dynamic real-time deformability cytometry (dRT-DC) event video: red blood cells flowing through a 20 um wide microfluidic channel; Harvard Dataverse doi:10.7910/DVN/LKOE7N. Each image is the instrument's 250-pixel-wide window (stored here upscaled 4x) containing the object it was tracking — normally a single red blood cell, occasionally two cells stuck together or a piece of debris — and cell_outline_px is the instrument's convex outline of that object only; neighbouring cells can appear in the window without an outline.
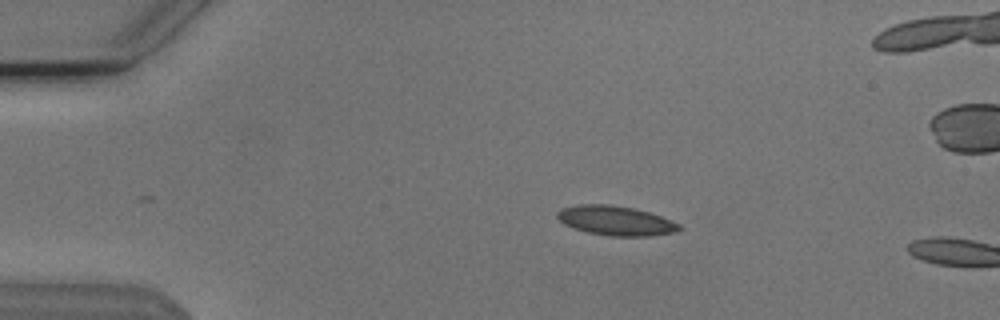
{"species": "Egyptian fruit bat (a non-hibernating species)", "species_latin": "Rousettus aegyptiacus", "temperature_condition": "cold", "stored_images_in_passage": 5, "camera_frame_rate_fps": 3000, "um_per_image_px": 0.085, "animal": {"sex": "male"}, "frame": {"image": 1, "passage_image": 2, "time_ms": 0.333, "image_size_px": [1000, 320], "cell_outline_px": [[684, 228], [676, 232], [648, 236], [608, 236], [588, 232], [564, 224], [556, 216], [556, 212], [560, 208], [580, 204], [608, 204], [632, 208], [648, 212], [660, 216], [680, 224]], "centroid_in_image_um": [52.34, 18.75], "position_along_channel_um": 32.7, "area_um2": 20.92}}